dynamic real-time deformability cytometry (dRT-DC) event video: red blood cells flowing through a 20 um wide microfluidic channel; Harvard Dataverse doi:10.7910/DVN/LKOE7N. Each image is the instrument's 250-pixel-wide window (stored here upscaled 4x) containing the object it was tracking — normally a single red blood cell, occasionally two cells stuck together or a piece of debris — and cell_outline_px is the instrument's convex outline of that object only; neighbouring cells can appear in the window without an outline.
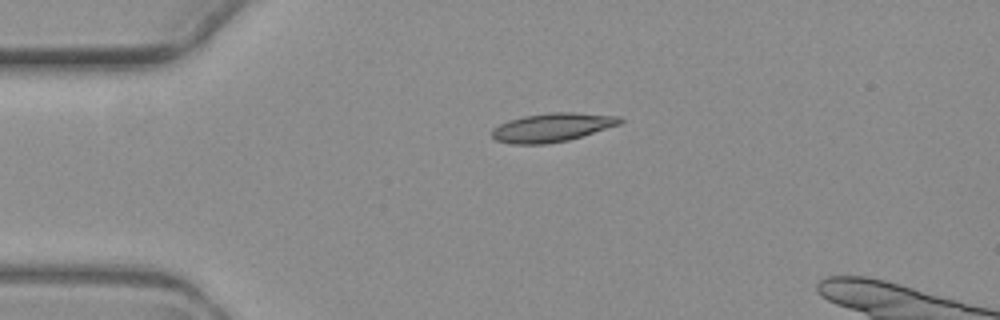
{"species": "common noctule bat (a hibernating species)", "species_latin": "Nyctalus noctula", "temperature_condition": "warm", "stored_images_in_passage": 3, "camera_frame_rate_fps": 3000, "um_per_image_px": 0.085, "animal": {"sex": "female", "body_mass_g": 19.3, "forearm_length_mm": 54.1}, "frame": {"image": 1, "passage_image": 1, "time_ms": 0.0, "image_size_px": [1000, 320], "cell_outline_px": [[624, 120], [620, 124], [568, 140], [544, 144], [512, 144], [496, 140], [492, 136], [492, 128], [508, 120], [524, 116], [548, 112], [572, 112], [620, 116]], "centroid_in_image_um": [46.92, 10.82], "position_along_channel_um": 38.1, "area_um2": 21.33}}